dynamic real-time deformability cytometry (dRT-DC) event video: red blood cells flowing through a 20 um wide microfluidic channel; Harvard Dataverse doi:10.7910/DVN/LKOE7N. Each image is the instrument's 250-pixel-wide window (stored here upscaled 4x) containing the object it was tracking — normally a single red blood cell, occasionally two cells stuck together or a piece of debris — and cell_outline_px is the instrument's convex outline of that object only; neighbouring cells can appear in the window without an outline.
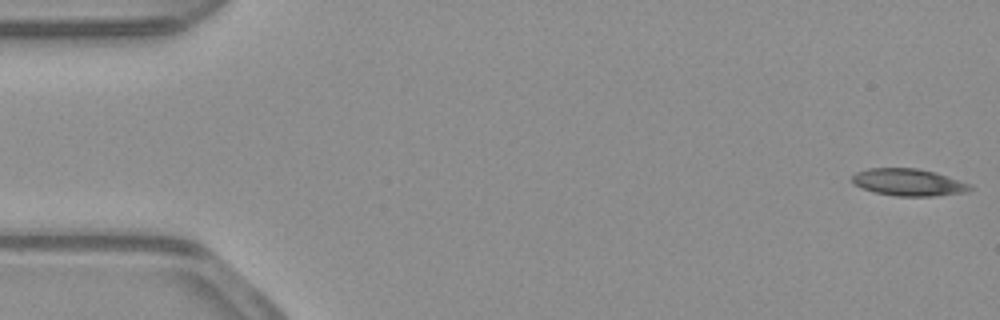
{"species": "common noctule bat (a hibernating species)", "species_latin": "Nyctalus noctula", "temperature_condition": "warm", "stored_images_in_passage": 50, "camera_frame_rate_fps": 3000, "um_per_image_px": 0.085, "animal": {"sex": "male", "body_mass_g": 23.1, "forearm_length_mm": 52.7}, "frame": {"image": 1, "passage_image": 1, "time_ms": 0.0, "image_size_px": [1000, 320], "cell_outline_px": [[972, 188], [964, 192], [932, 196], [896, 196], [876, 192], [864, 188], [856, 184], [852, 180], [852, 176], [856, 172], [868, 168], [916, 168], [936, 172], [972, 184]], "centroid_in_image_um": [77.25, 15.48], "position_along_channel_um": 7.8, "area_um2": 18.44}}
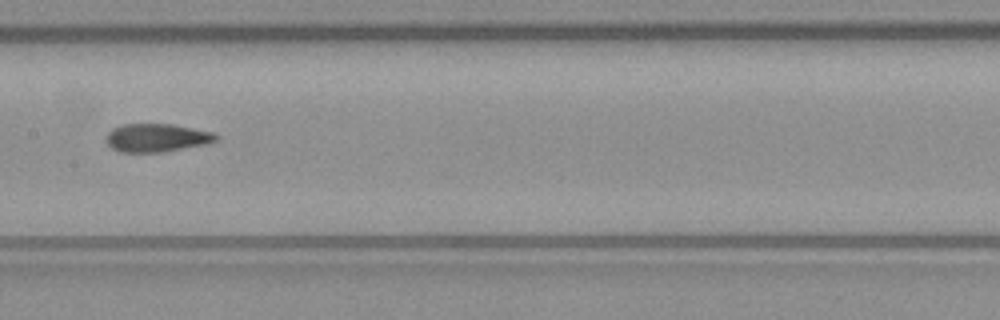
{"frame": {"image": 2, "passage_image": 27, "time_ms": 8.667, "image_size_px": [1000, 320], "cell_outline_px": [[220, 136], [216, 140], [208, 144], [164, 152], [120, 152], [112, 148], [108, 144], [108, 132], [112, 128], [120, 124], [172, 124], [212, 132]], "centroid_in_image_um": [13.34, 11.71], "position_along_channel_um": 194.1, "area_um2": 18.09}}
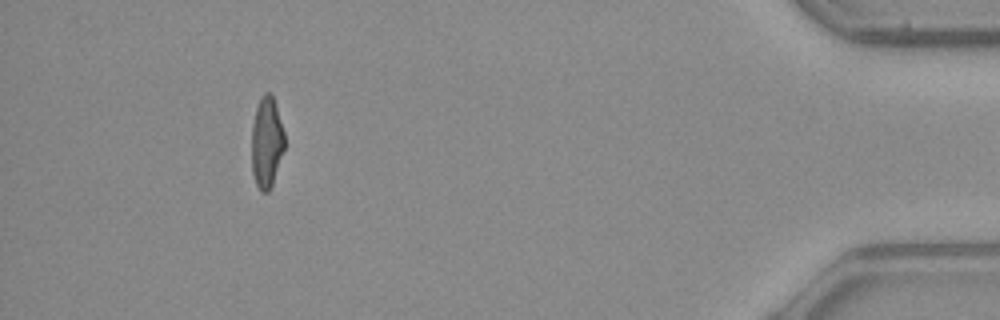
{"frame": {"image": 3, "passage_image": 49, "time_ms": 16.0, "image_size_px": [1000, 320], "cell_outline_px": [[284, 148], [272, 184], [268, 192], [260, 192], [256, 184], [252, 172], [252, 124], [256, 108], [260, 96], [264, 92], [272, 92], [284, 132]], "centroid_in_image_um": [22.65, 12.06], "position_along_channel_um": 412.5, "area_um2": 17.46}}